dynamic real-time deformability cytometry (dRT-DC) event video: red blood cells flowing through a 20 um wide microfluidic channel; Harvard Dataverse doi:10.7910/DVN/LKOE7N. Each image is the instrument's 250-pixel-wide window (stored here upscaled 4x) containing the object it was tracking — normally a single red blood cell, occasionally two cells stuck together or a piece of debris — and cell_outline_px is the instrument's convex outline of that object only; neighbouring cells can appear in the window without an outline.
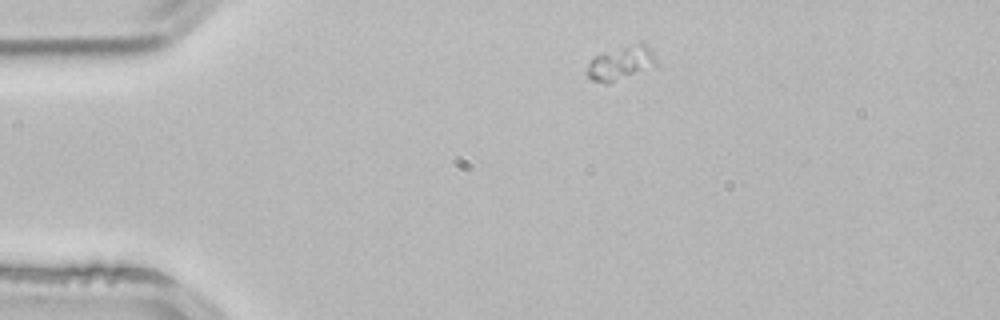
{"species": "common noctule bat (a hibernating species)", "species_latin": "Nyctalus noctula", "temperature_condition": "room temperature", "stored_images_in_passage": 2, "camera_frame_rate_fps": 3000, "um_per_image_px": 0.085, "animal": {"sex": "male", "body_mass_g": 21.5, "forearm_length_mm": 52.0}, "frame": {"image": 1, "passage_image": 1, "time_ms": 0.0, "image_size_px": [1000, 320], "cell_outline_px": [[656, 64], [608, 84], [604, 84], [592, 80], [588, 76], [588, 64], [592, 56], [640, 40], [648, 44], [656, 60]], "centroid_in_image_um": [52.75, 5.31], "position_along_channel_um": 32.2, "area_um2": 13.64}}